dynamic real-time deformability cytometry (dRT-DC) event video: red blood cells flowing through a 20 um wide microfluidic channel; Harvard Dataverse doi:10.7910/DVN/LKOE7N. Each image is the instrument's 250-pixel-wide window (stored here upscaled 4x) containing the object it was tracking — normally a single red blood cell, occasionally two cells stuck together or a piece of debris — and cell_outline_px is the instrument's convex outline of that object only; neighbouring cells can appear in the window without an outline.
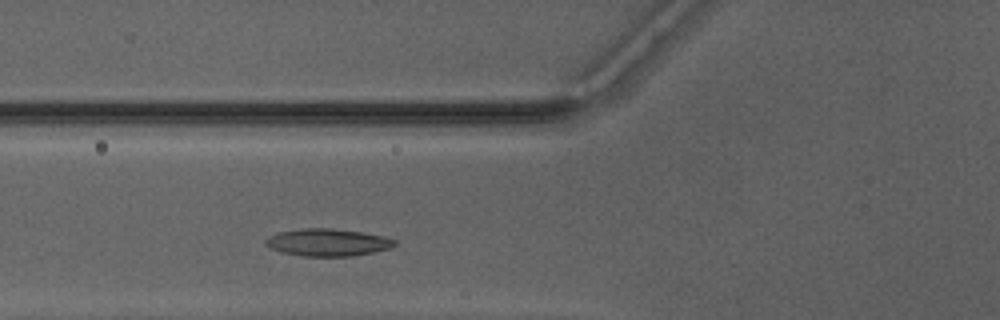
{"species": "Egyptian fruit bat (a non-hibernating species)", "species_latin": "Rousettus aegyptiacus", "temperature_condition": "warm", "stored_images_in_passage": 27, "camera_frame_rate_fps": 3000, "um_per_image_px": 0.085, "animal": {"sex": "male"}, "frame": {"image": 1, "passage_image": 7, "time_ms": 2.0, "image_size_px": [1000, 320], "cell_outline_px": [[396, 244], [392, 248], [352, 256], [300, 256], [280, 252], [264, 244], [264, 240], [268, 236], [280, 232], [300, 228], [328, 228], [360, 232], [384, 236], [396, 240]], "centroid_in_image_um": [27.83, 20.61], "position_along_channel_um": 98.0, "area_um2": 20.58}}
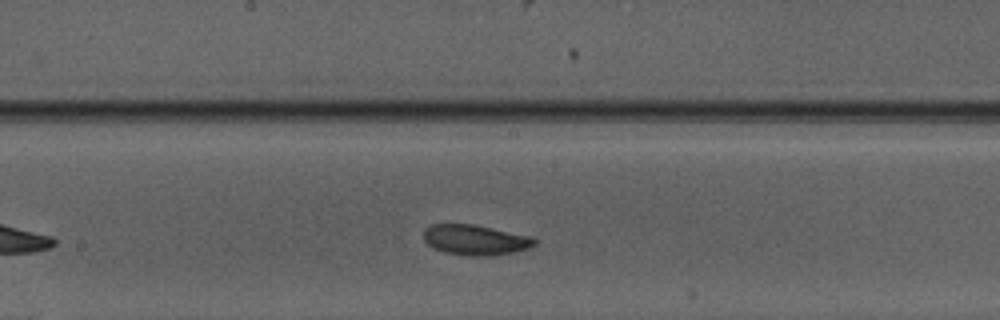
{"frame": {"image": 2, "passage_image": 15, "time_ms": 4.667, "image_size_px": [1000, 320], "cell_outline_px": [[536, 244], [528, 248], [512, 252], [488, 256], [468, 256], [444, 252], [428, 244], [424, 240], [424, 228], [432, 224], [472, 224], [532, 236], [536, 240]], "centroid_in_image_um": [40.4, 20.39], "position_along_channel_um": 207.8, "area_um2": 19.48}}
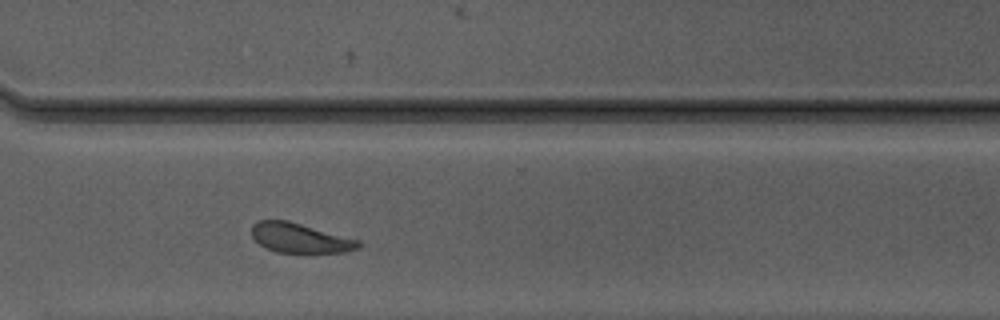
{"frame": {"image": 3, "passage_image": 25, "time_ms": 8.0, "image_size_px": [1000, 320], "cell_outline_px": [[360, 248], [344, 252], [276, 252], [264, 248], [252, 236], [252, 224], [260, 220], [288, 220], [360, 240]], "centroid_in_image_um": [25.49, 20.22], "position_along_channel_um": 345.1, "area_um2": 18.38}, "authors_computed_cell_mechanics": {"area_um2": 19.5364, "velocity_mm_per_s": 4.1208, "shape_relaxation_time_tau1_ms": 2.2455, "shape_relaxation_time_tau2_ms": 2.36, "deformation_change_tau1": 0.0796, "deformation_change_tau2": 0.0941}}